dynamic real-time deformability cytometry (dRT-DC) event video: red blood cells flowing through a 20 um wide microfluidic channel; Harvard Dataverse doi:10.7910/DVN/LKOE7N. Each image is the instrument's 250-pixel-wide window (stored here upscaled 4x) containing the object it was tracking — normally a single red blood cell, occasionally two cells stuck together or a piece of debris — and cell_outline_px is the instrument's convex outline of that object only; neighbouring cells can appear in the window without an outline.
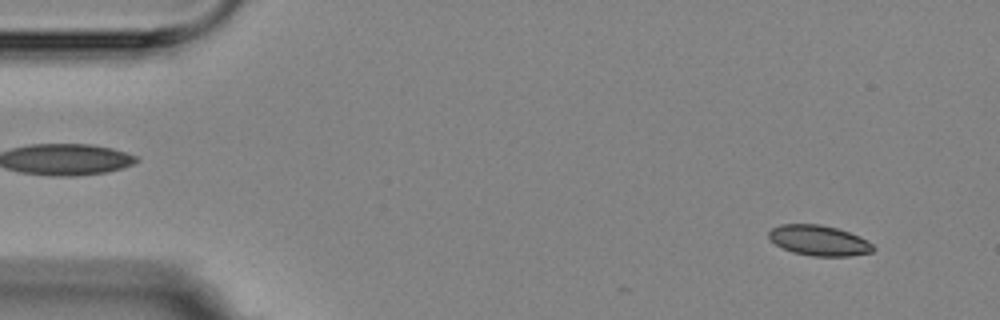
{"species": "Egyptian fruit bat (a non-hibernating species)", "species_latin": "Rousettus aegyptiacus", "temperature_condition": "room temperature", "stored_images_in_passage": 3, "camera_frame_rate_fps": 3000, "um_per_image_px": 0.085, "animal": {"sex": "female"}, "frame": {"image": 1, "passage_image": 1, "time_ms": 0.0, "image_size_px": [1000, 320], "cell_outline_px": [[876, 248], [872, 252], [848, 256], [812, 256], [792, 252], [776, 244], [768, 236], [768, 232], [772, 228], [780, 224], [820, 224], [836, 228], [848, 232], [868, 240]], "centroid_in_image_um": [69.62, 20.44], "position_along_channel_um": 15.4, "area_um2": 18.38}}